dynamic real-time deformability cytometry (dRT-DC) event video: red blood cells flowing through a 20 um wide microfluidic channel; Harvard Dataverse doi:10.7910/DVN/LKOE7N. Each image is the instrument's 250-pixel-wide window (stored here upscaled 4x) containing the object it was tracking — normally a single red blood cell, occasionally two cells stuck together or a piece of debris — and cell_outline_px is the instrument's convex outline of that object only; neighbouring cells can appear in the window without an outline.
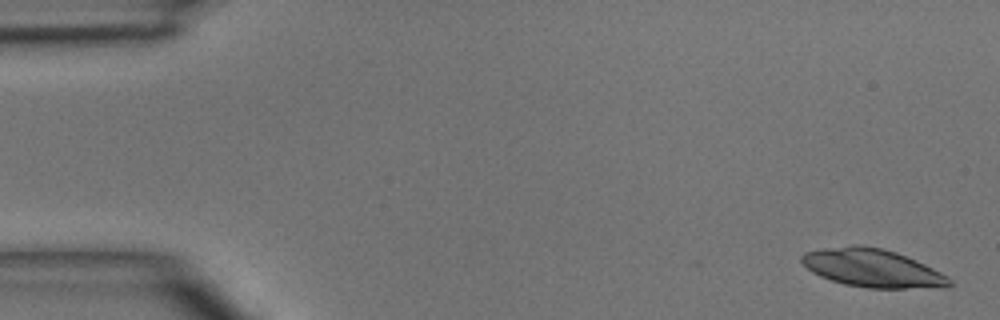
{"species": "common noctule bat (a hibernating species)", "species_latin": "Nyctalus noctula", "temperature_condition": "room temperature", "stored_images_in_passage": 4, "camera_frame_rate_fps": 3000, "um_per_image_px": 0.085, "animal": {"sex": "male", "body_mass_g": 15.6}, "frame": {"image": 1, "passage_image": 1, "time_ms": 0.0, "image_size_px": [1000, 320], "cell_outline_px": [[952, 284], [948, 288], [868, 288], [844, 284], [820, 276], [812, 272], [800, 260], [800, 256], [804, 252], [824, 248], [852, 244], [860, 244], [880, 248], [896, 252], [916, 260], [948, 276], [952, 280]], "centroid_in_image_um": [74.17, 22.79], "position_along_channel_um": 10.8, "area_um2": 33.0}}